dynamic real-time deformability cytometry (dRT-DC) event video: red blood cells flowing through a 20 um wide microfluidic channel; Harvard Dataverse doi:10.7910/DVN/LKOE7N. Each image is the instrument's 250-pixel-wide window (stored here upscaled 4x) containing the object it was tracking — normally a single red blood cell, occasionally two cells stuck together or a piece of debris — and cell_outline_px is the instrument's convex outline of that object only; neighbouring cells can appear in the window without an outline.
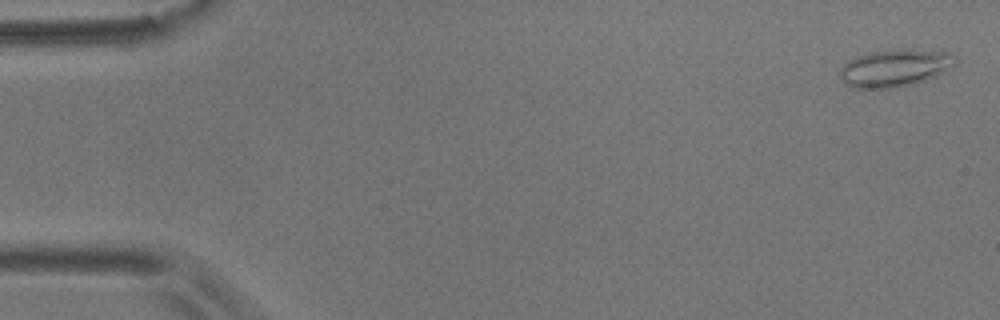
{"species": "common noctule bat (a hibernating species)", "species_latin": "Nyctalus noctula", "temperature_condition": "room temperature", "stored_images_in_passage": 5, "camera_frame_rate_fps": 3000, "um_per_image_px": 0.085, "animal": {"sex": "male", "body_mass_g": 17.9}, "frame": {"image": 1, "passage_image": 1, "time_ms": 0.0, "image_size_px": [1000, 320], "cell_outline_px": [[956, 64], [936, 76], [924, 80], [892, 88], [856, 88], [840, 80], [840, 68], [848, 60], [872, 52], [908, 48], [944, 52], [956, 56]], "centroid_in_image_um": [76.06, 5.77], "position_along_channel_um": 8.9, "area_um2": 24.8}}